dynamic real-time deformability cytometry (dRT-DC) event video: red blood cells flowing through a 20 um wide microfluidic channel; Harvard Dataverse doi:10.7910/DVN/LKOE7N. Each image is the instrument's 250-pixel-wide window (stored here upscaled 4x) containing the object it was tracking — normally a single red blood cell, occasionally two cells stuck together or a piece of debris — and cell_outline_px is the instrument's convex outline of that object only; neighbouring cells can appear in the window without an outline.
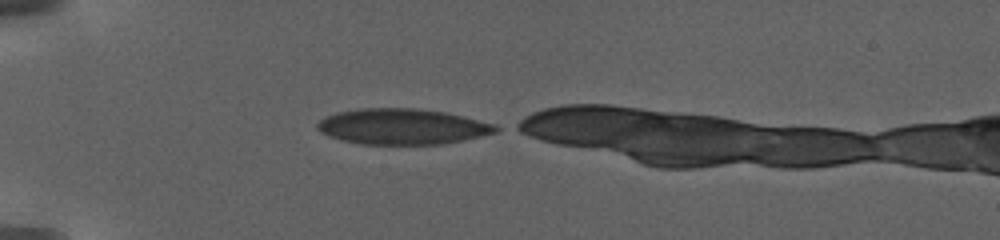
{"species": "human", "species_latin": "Homo sapiens", "temperature_condition": "warm", "stored_images_in_passage": 65, "camera_frame_rate_fps": 3000, "um_per_image_px": 0.085, "donor": {"sex": "female"}, "frame": {"image": 1, "passage_image": 1, "time_ms": 0.0, "image_size_px": [1000, 240], "cell_outline_px": [[504, 128], [496, 132], [480, 136], [444, 144], [360, 144], [340, 140], [328, 136], [320, 132], [316, 128], [316, 124], [324, 116], [336, 112], [364, 108], [412, 108], [444, 112], [464, 116], [496, 124]], "centroid_in_image_um": [34.19, 10.76], "position_along_channel_um": 50.8, "area_um2": 37.34}}
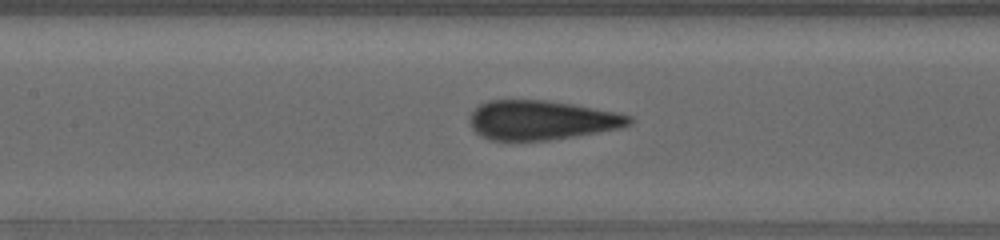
{"frame": {"image": 2, "passage_image": 21, "time_ms": 4.667, "image_size_px": [1000, 240], "cell_outline_px": [[632, 124], [620, 128], [576, 136], [552, 140], [488, 140], [480, 136], [472, 128], [468, 120], [468, 116], [480, 104], [488, 100], [548, 100], [572, 104], [616, 112], [632, 116]], "centroid_in_image_um": [46.0, 10.21], "position_along_channel_um": 161.4, "area_um2": 36.76}}
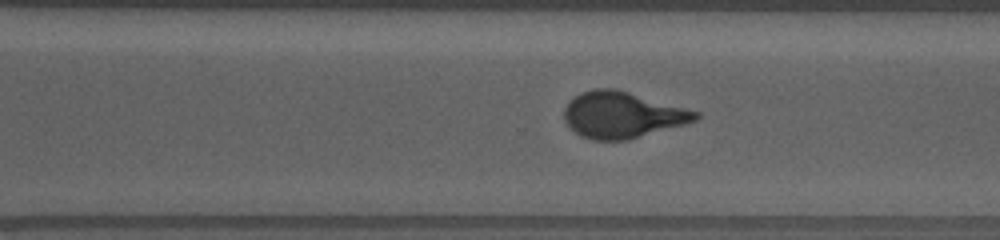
{"frame": {"image": 3, "passage_image": 47, "time_ms": 10.0, "image_size_px": [1000, 240], "cell_outline_px": [[700, 116], [696, 120], [684, 124], [628, 140], [592, 140], [580, 136], [568, 128], [564, 120], [564, 108], [576, 96], [584, 92], [596, 88], [616, 88], [700, 112]], "centroid_in_image_um": [52.88, 9.78], "position_along_channel_um": 317.7, "area_um2": 35.32}}